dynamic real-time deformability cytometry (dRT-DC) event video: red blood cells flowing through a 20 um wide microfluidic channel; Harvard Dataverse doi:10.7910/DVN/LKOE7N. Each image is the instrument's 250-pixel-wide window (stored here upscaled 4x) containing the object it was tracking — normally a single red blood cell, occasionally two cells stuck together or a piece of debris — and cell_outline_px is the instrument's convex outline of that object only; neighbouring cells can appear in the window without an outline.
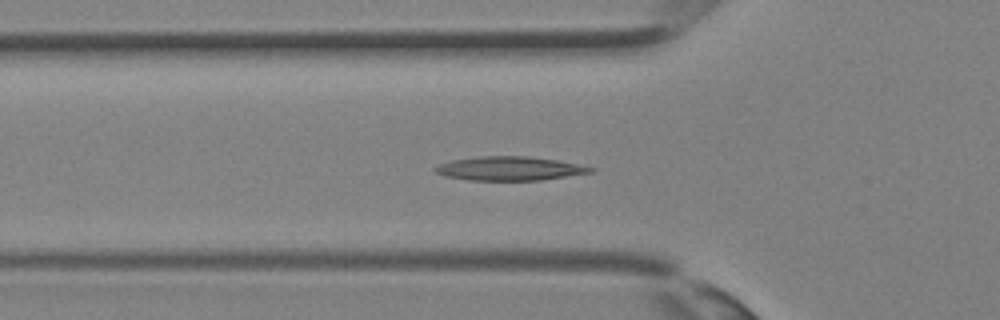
{"species": "Egyptian fruit bat (a non-hibernating species)", "species_latin": "Rousettus aegyptiacus", "temperature_condition": "room temperature", "stored_images_in_passage": 36, "camera_frame_rate_fps": 3000, "um_per_image_px": 0.085, "animal": {"sex": "female"}, "frame": {"image": 1, "passage_image": 12, "time_ms": 3.667, "image_size_px": [1000, 320], "cell_outline_px": [[596, 168], [592, 172], [540, 180], [468, 180], [444, 176], [436, 172], [432, 168], [440, 164], [452, 160], [480, 156], [528, 156], [556, 160]], "centroid_in_image_um": [43.27, 14.32], "position_along_channel_um": 82.5, "area_um2": 21.44}}
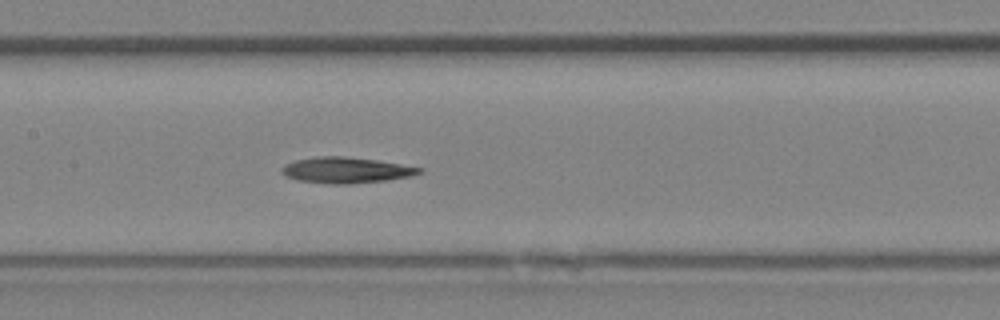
{"frame": {"image": 2, "passage_image": 17, "time_ms": 5.333, "image_size_px": [1000, 320], "cell_outline_px": [[424, 172], [412, 176], [388, 180], [352, 184], [332, 184], [296, 180], [284, 176], [280, 172], [280, 168], [284, 164], [296, 160], [320, 156], [344, 156], [376, 160], [424, 168]], "centroid_in_image_um": [29.41, 14.47], "position_along_channel_um": 178.0, "area_um2": 20.98}}
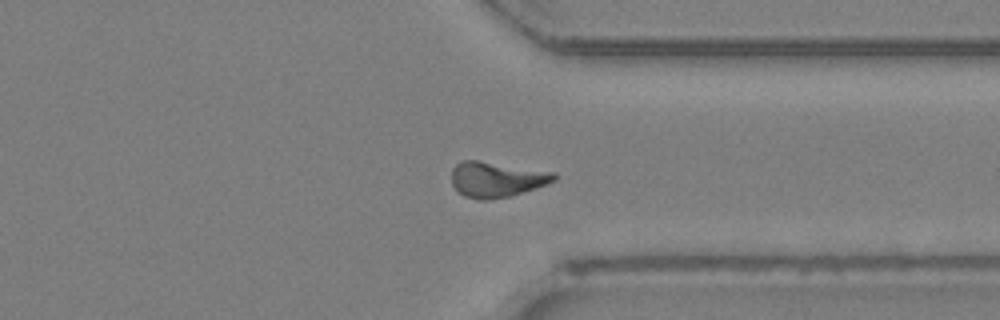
{"frame": {"image": 3, "passage_image": 27, "time_ms": 8.667, "image_size_px": [1000, 320], "cell_outline_px": [[556, 180], [512, 196], [488, 200], [476, 200], [464, 196], [452, 184], [452, 168], [456, 164], [464, 160], [476, 160], [556, 172]], "centroid_in_image_um": [42.2, 15.25], "position_along_channel_um": 369.2, "area_um2": 21.1}}